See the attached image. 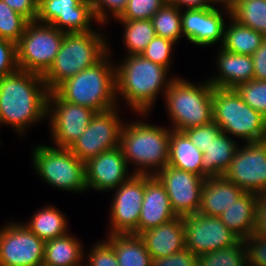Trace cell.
<instances>
[{"mask_svg":"<svg viewBox=\"0 0 266 266\" xmlns=\"http://www.w3.org/2000/svg\"><path fill=\"white\" fill-rule=\"evenodd\" d=\"M121 60L115 64L117 103L122 98L135 115L143 118L151 112L159 93L164 97L175 76H168L170 70L140 54Z\"/></svg>","mask_w":266,"mask_h":266,"instance_id":"7a4b0ae2","label":"cell"},{"mask_svg":"<svg viewBox=\"0 0 266 266\" xmlns=\"http://www.w3.org/2000/svg\"><path fill=\"white\" fill-rule=\"evenodd\" d=\"M116 21L124 26L122 44L125 46V50L128 51L126 55L141 54L156 36L151 19Z\"/></svg>","mask_w":266,"mask_h":266,"instance_id":"4dcf8cb0","label":"cell"},{"mask_svg":"<svg viewBox=\"0 0 266 266\" xmlns=\"http://www.w3.org/2000/svg\"><path fill=\"white\" fill-rule=\"evenodd\" d=\"M67 217L56 206L47 205L37 210L24 223L27 228L44 242L62 237L68 232Z\"/></svg>","mask_w":266,"mask_h":266,"instance_id":"f1b7e54d","label":"cell"},{"mask_svg":"<svg viewBox=\"0 0 266 266\" xmlns=\"http://www.w3.org/2000/svg\"><path fill=\"white\" fill-rule=\"evenodd\" d=\"M164 4L163 0H129L123 13L115 20L151 19Z\"/></svg>","mask_w":266,"mask_h":266,"instance_id":"74e56055","label":"cell"},{"mask_svg":"<svg viewBox=\"0 0 266 266\" xmlns=\"http://www.w3.org/2000/svg\"><path fill=\"white\" fill-rule=\"evenodd\" d=\"M214 87L207 81L194 84L175 76L164 94L172 130L184 131L213 121Z\"/></svg>","mask_w":266,"mask_h":266,"instance_id":"8992f818","label":"cell"},{"mask_svg":"<svg viewBox=\"0 0 266 266\" xmlns=\"http://www.w3.org/2000/svg\"><path fill=\"white\" fill-rule=\"evenodd\" d=\"M165 3L171 4L174 0H163Z\"/></svg>","mask_w":266,"mask_h":266,"instance_id":"f907efd6","label":"cell"},{"mask_svg":"<svg viewBox=\"0 0 266 266\" xmlns=\"http://www.w3.org/2000/svg\"><path fill=\"white\" fill-rule=\"evenodd\" d=\"M105 37L96 30L87 33H65L53 63L42 75L47 89L53 91L64 80L98 63L109 52L108 40Z\"/></svg>","mask_w":266,"mask_h":266,"instance_id":"5b68a950","label":"cell"},{"mask_svg":"<svg viewBox=\"0 0 266 266\" xmlns=\"http://www.w3.org/2000/svg\"><path fill=\"white\" fill-rule=\"evenodd\" d=\"M118 106L114 109L95 113L88 127L69 148L81 161L98 156L104 151L120 146L122 118Z\"/></svg>","mask_w":266,"mask_h":266,"instance_id":"8fae6325","label":"cell"},{"mask_svg":"<svg viewBox=\"0 0 266 266\" xmlns=\"http://www.w3.org/2000/svg\"><path fill=\"white\" fill-rule=\"evenodd\" d=\"M224 27L223 42L220 45L229 52L252 56L260 47L265 36L249 27L239 24L231 16Z\"/></svg>","mask_w":266,"mask_h":266,"instance_id":"f546056e","label":"cell"},{"mask_svg":"<svg viewBox=\"0 0 266 266\" xmlns=\"http://www.w3.org/2000/svg\"><path fill=\"white\" fill-rule=\"evenodd\" d=\"M65 32L50 24L31 21L17 43L19 69L43 75L53 63Z\"/></svg>","mask_w":266,"mask_h":266,"instance_id":"9c48e42d","label":"cell"},{"mask_svg":"<svg viewBox=\"0 0 266 266\" xmlns=\"http://www.w3.org/2000/svg\"><path fill=\"white\" fill-rule=\"evenodd\" d=\"M254 79L266 81V37L252 55Z\"/></svg>","mask_w":266,"mask_h":266,"instance_id":"bcb514c9","label":"cell"},{"mask_svg":"<svg viewBox=\"0 0 266 266\" xmlns=\"http://www.w3.org/2000/svg\"><path fill=\"white\" fill-rule=\"evenodd\" d=\"M213 121L221 131L243 142L266 140V117L252 109L234 89L214 88Z\"/></svg>","mask_w":266,"mask_h":266,"instance_id":"52a82bcc","label":"cell"},{"mask_svg":"<svg viewBox=\"0 0 266 266\" xmlns=\"http://www.w3.org/2000/svg\"><path fill=\"white\" fill-rule=\"evenodd\" d=\"M171 4L175 5L179 9H201L210 7L207 0H174Z\"/></svg>","mask_w":266,"mask_h":266,"instance_id":"c3c4849f","label":"cell"},{"mask_svg":"<svg viewBox=\"0 0 266 266\" xmlns=\"http://www.w3.org/2000/svg\"><path fill=\"white\" fill-rule=\"evenodd\" d=\"M92 109L62 100L54 91L47 98V120L55 147L70 148L95 115Z\"/></svg>","mask_w":266,"mask_h":266,"instance_id":"30bf717a","label":"cell"},{"mask_svg":"<svg viewBox=\"0 0 266 266\" xmlns=\"http://www.w3.org/2000/svg\"><path fill=\"white\" fill-rule=\"evenodd\" d=\"M36 21L50 24L65 33H87L98 24L91 0H38Z\"/></svg>","mask_w":266,"mask_h":266,"instance_id":"9a60e30c","label":"cell"},{"mask_svg":"<svg viewBox=\"0 0 266 266\" xmlns=\"http://www.w3.org/2000/svg\"><path fill=\"white\" fill-rule=\"evenodd\" d=\"M245 192L266 193V140L239 144L223 175Z\"/></svg>","mask_w":266,"mask_h":266,"instance_id":"7c38bea8","label":"cell"},{"mask_svg":"<svg viewBox=\"0 0 266 266\" xmlns=\"http://www.w3.org/2000/svg\"><path fill=\"white\" fill-rule=\"evenodd\" d=\"M31 155L34 171L49 186L73 193L87 191L85 162L69 148L38 144Z\"/></svg>","mask_w":266,"mask_h":266,"instance_id":"ba28073f","label":"cell"},{"mask_svg":"<svg viewBox=\"0 0 266 266\" xmlns=\"http://www.w3.org/2000/svg\"><path fill=\"white\" fill-rule=\"evenodd\" d=\"M236 1L237 0H207V2L210 4V6H215V5L221 4L220 5L221 8H227L229 10H231L234 7Z\"/></svg>","mask_w":266,"mask_h":266,"instance_id":"681fc988","label":"cell"},{"mask_svg":"<svg viewBox=\"0 0 266 266\" xmlns=\"http://www.w3.org/2000/svg\"><path fill=\"white\" fill-rule=\"evenodd\" d=\"M233 139L221 131L205 149L202 158V177L206 179L224 175L230 167L235 151L240 144Z\"/></svg>","mask_w":266,"mask_h":266,"instance_id":"d4e9b609","label":"cell"},{"mask_svg":"<svg viewBox=\"0 0 266 266\" xmlns=\"http://www.w3.org/2000/svg\"><path fill=\"white\" fill-rule=\"evenodd\" d=\"M258 195L245 192L219 218L240 240L254 232Z\"/></svg>","mask_w":266,"mask_h":266,"instance_id":"cb8c5ba5","label":"cell"},{"mask_svg":"<svg viewBox=\"0 0 266 266\" xmlns=\"http://www.w3.org/2000/svg\"><path fill=\"white\" fill-rule=\"evenodd\" d=\"M18 69L17 44L0 38V78Z\"/></svg>","mask_w":266,"mask_h":266,"instance_id":"7bdbcfd3","label":"cell"},{"mask_svg":"<svg viewBox=\"0 0 266 266\" xmlns=\"http://www.w3.org/2000/svg\"><path fill=\"white\" fill-rule=\"evenodd\" d=\"M197 266H247L243 240L236 244L197 256Z\"/></svg>","mask_w":266,"mask_h":266,"instance_id":"836d02e7","label":"cell"},{"mask_svg":"<svg viewBox=\"0 0 266 266\" xmlns=\"http://www.w3.org/2000/svg\"><path fill=\"white\" fill-rule=\"evenodd\" d=\"M11 9L21 14L29 22L36 21L38 0H3Z\"/></svg>","mask_w":266,"mask_h":266,"instance_id":"f6af8a7d","label":"cell"},{"mask_svg":"<svg viewBox=\"0 0 266 266\" xmlns=\"http://www.w3.org/2000/svg\"><path fill=\"white\" fill-rule=\"evenodd\" d=\"M175 44L172 40L156 35L140 55L169 70L172 63L171 57L173 56L171 54Z\"/></svg>","mask_w":266,"mask_h":266,"instance_id":"8d00e7d4","label":"cell"},{"mask_svg":"<svg viewBox=\"0 0 266 266\" xmlns=\"http://www.w3.org/2000/svg\"><path fill=\"white\" fill-rule=\"evenodd\" d=\"M243 242L246 249L247 266H266V238L253 232Z\"/></svg>","mask_w":266,"mask_h":266,"instance_id":"b9f144b4","label":"cell"},{"mask_svg":"<svg viewBox=\"0 0 266 266\" xmlns=\"http://www.w3.org/2000/svg\"><path fill=\"white\" fill-rule=\"evenodd\" d=\"M128 167L120 146L88 159L85 162L87 190L101 193L117 188L133 176Z\"/></svg>","mask_w":266,"mask_h":266,"instance_id":"d6986e66","label":"cell"},{"mask_svg":"<svg viewBox=\"0 0 266 266\" xmlns=\"http://www.w3.org/2000/svg\"><path fill=\"white\" fill-rule=\"evenodd\" d=\"M222 12V13H221ZM225 13V14H224ZM231 10L216 6L201 9H182L181 26L183 37L197 46H213L223 42L224 27Z\"/></svg>","mask_w":266,"mask_h":266,"instance_id":"ac0fdd59","label":"cell"},{"mask_svg":"<svg viewBox=\"0 0 266 266\" xmlns=\"http://www.w3.org/2000/svg\"><path fill=\"white\" fill-rule=\"evenodd\" d=\"M182 218L185 248L197 256L234 245L240 240L219 217L196 213Z\"/></svg>","mask_w":266,"mask_h":266,"instance_id":"2e32d148","label":"cell"},{"mask_svg":"<svg viewBox=\"0 0 266 266\" xmlns=\"http://www.w3.org/2000/svg\"><path fill=\"white\" fill-rule=\"evenodd\" d=\"M123 123L120 147L133 175H156L168 165L171 128L141 121Z\"/></svg>","mask_w":266,"mask_h":266,"instance_id":"277c9868","label":"cell"},{"mask_svg":"<svg viewBox=\"0 0 266 266\" xmlns=\"http://www.w3.org/2000/svg\"><path fill=\"white\" fill-rule=\"evenodd\" d=\"M252 109L266 117V81L253 79L233 88Z\"/></svg>","mask_w":266,"mask_h":266,"instance_id":"d590c367","label":"cell"},{"mask_svg":"<svg viewBox=\"0 0 266 266\" xmlns=\"http://www.w3.org/2000/svg\"><path fill=\"white\" fill-rule=\"evenodd\" d=\"M155 34L177 43L182 38L181 9L165 3L151 18Z\"/></svg>","mask_w":266,"mask_h":266,"instance_id":"d6a6232c","label":"cell"},{"mask_svg":"<svg viewBox=\"0 0 266 266\" xmlns=\"http://www.w3.org/2000/svg\"><path fill=\"white\" fill-rule=\"evenodd\" d=\"M129 0H91L92 10L98 25L108 24V17L111 19L118 18L124 11ZM109 14V15H108ZM108 18V19H107Z\"/></svg>","mask_w":266,"mask_h":266,"instance_id":"f35d334b","label":"cell"},{"mask_svg":"<svg viewBox=\"0 0 266 266\" xmlns=\"http://www.w3.org/2000/svg\"><path fill=\"white\" fill-rule=\"evenodd\" d=\"M151 266H197V255L184 248L169 257L154 258Z\"/></svg>","mask_w":266,"mask_h":266,"instance_id":"ee69618b","label":"cell"},{"mask_svg":"<svg viewBox=\"0 0 266 266\" xmlns=\"http://www.w3.org/2000/svg\"><path fill=\"white\" fill-rule=\"evenodd\" d=\"M231 17L266 37V0H237Z\"/></svg>","mask_w":266,"mask_h":266,"instance_id":"1f68e13d","label":"cell"},{"mask_svg":"<svg viewBox=\"0 0 266 266\" xmlns=\"http://www.w3.org/2000/svg\"><path fill=\"white\" fill-rule=\"evenodd\" d=\"M219 50L216 56L218 74L207 80L214 88L233 89L254 79L252 56L229 52L222 47Z\"/></svg>","mask_w":266,"mask_h":266,"instance_id":"44dd1931","label":"cell"},{"mask_svg":"<svg viewBox=\"0 0 266 266\" xmlns=\"http://www.w3.org/2000/svg\"><path fill=\"white\" fill-rule=\"evenodd\" d=\"M115 190V191H114ZM108 234L138 235V222L145 195V175H133L113 189Z\"/></svg>","mask_w":266,"mask_h":266,"instance_id":"5bb4252c","label":"cell"},{"mask_svg":"<svg viewBox=\"0 0 266 266\" xmlns=\"http://www.w3.org/2000/svg\"><path fill=\"white\" fill-rule=\"evenodd\" d=\"M49 90L42 75L21 69L0 78V125L25 135L47 118Z\"/></svg>","mask_w":266,"mask_h":266,"instance_id":"6da1fadb","label":"cell"},{"mask_svg":"<svg viewBox=\"0 0 266 266\" xmlns=\"http://www.w3.org/2000/svg\"><path fill=\"white\" fill-rule=\"evenodd\" d=\"M28 20L0 0V38L17 44L22 37Z\"/></svg>","mask_w":266,"mask_h":266,"instance_id":"e575fe53","label":"cell"},{"mask_svg":"<svg viewBox=\"0 0 266 266\" xmlns=\"http://www.w3.org/2000/svg\"><path fill=\"white\" fill-rule=\"evenodd\" d=\"M164 186L172 210L183 217L196 214L201 200L204 177L166 165L156 175Z\"/></svg>","mask_w":266,"mask_h":266,"instance_id":"e0dca14e","label":"cell"},{"mask_svg":"<svg viewBox=\"0 0 266 266\" xmlns=\"http://www.w3.org/2000/svg\"><path fill=\"white\" fill-rule=\"evenodd\" d=\"M152 259L169 257L185 248L183 218H176L139 235Z\"/></svg>","mask_w":266,"mask_h":266,"instance_id":"7402d4cb","label":"cell"},{"mask_svg":"<svg viewBox=\"0 0 266 266\" xmlns=\"http://www.w3.org/2000/svg\"><path fill=\"white\" fill-rule=\"evenodd\" d=\"M176 217L162 183L155 175H145V195L139 216L138 235Z\"/></svg>","mask_w":266,"mask_h":266,"instance_id":"ffe728a7","label":"cell"},{"mask_svg":"<svg viewBox=\"0 0 266 266\" xmlns=\"http://www.w3.org/2000/svg\"><path fill=\"white\" fill-rule=\"evenodd\" d=\"M45 242L23 223L0 228V266H42Z\"/></svg>","mask_w":266,"mask_h":266,"instance_id":"4fadbf2b","label":"cell"},{"mask_svg":"<svg viewBox=\"0 0 266 266\" xmlns=\"http://www.w3.org/2000/svg\"><path fill=\"white\" fill-rule=\"evenodd\" d=\"M192 144L202 153L214 141V138L221 132V128L212 121L209 124L195 126L183 131Z\"/></svg>","mask_w":266,"mask_h":266,"instance_id":"60d3db41","label":"cell"},{"mask_svg":"<svg viewBox=\"0 0 266 266\" xmlns=\"http://www.w3.org/2000/svg\"><path fill=\"white\" fill-rule=\"evenodd\" d=\"M69 232L58 238L48 240L44 245L42 266H80L84 261V247Z\"/></svg>","mask_w":266,"mask_h":266,"instance_id":"484cf974","label":"cell"},{"mask_svg":"<svg viewBox=\"0 0 266 266\" xmlns=\"http://www.w3.org/2000/svg\"><path fill=\"white\" fill-rule=\"evenodd\" d=\"M254 233L266 238V193L258 195Z\"/></svg>","mask_w":266,"mask_h":266,"instance_id":"7dc6e473","label":"cell"},{"mask_svg":"<svg viewBox=\"0 0 266 266\" xmlns=\"http://www.w3.org/2000/svg\"><path fill=\"white\" fill-rule=\"evenodd\" d=\"M202 158L203 153L183 131L171 129L168 165L202 176Z\"/></svg>","mask_w":266,"mask_h":266,"instance_id":"4316f807","label":"cell"},{"mask_svg":"<svg viewBox=\"0 0 266 266\" xmlns=\"http://www.w3.org/2000/svg\"><path fill=\"white\" fill-rule=\"evenodd\" d=\"M89 251L84 253L88 259L86 266H119L114 248L106 240L94 243Z\"/></svg>","mask_w":266,"mask_h":266,"instance_id":"ab89813d","label":"cell"},{"mask_svg":"<svg viewBox=\"0 0 266 266\" xmlns=\"http://www.w3.org/2000/svg\"><path fill=\"white\" fill-rule=\"evenodd\" d=\"M109 52L95 65L64 80L53 91L65 101L85 106L96 113L116 108L115 63Z\"/></svg>","mask_w":266,"mask_h":266,"instance_id":"3957f363","label":"cell"},{"mask_svg":"<svg viewBox=\"0 0 266 266\" xmlns=\"http://www.w3.org/2000/svg\"><path fill=\"white\" fill-rule=\"evenodd\" d=\"M244 193L243 189L224 176L206 178L203 182L197 213L219 217Z\"/></svg>","mask_w":266,"mask_h":266,"instance_id":"603a6c76","label":"cell"},{"mask_svg":"<svg viewBox=\"0 0 266 266\" xmlns=\"http://www.w3.org/2000/svg\"><path fill=\"white\" fill-rule=\"evenodd\" d=\"M106 241L114 248L119 266H151L144 240L135 234H111Z\"/></svg>","mask_w":266,"mask_h":266,"instance_id":"83f0119b","label":"cell"}]
</instances>
